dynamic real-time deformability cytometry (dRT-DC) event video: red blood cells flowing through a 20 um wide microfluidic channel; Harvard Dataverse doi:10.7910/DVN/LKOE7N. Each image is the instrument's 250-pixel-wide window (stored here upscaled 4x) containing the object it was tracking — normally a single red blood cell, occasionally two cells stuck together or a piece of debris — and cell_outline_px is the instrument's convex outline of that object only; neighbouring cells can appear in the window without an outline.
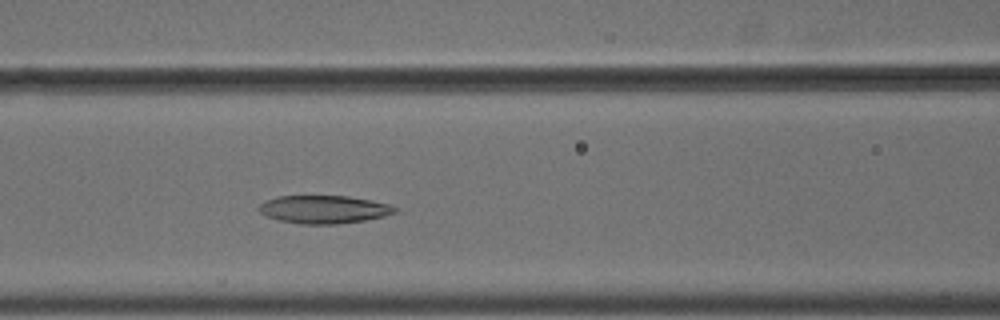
{"species": "common noctule bat (a hibernating species)", "species_latin": "Nyctalus noctula", "temperature_condition": "cold", "stored_images_in_passage": 6, "camera_frame_rate_fps": 3000, "um_per_image_px": 0.085, "animal": {"sex": "male", "body_mass_g": 18.8}, "frame": {"image": 1, "passage_image": 6, "time_ms": 1.667, "image_size_px": [1000, 320], "cell_outline_px": [[400, 208], [396, 212], [384, 216], [364, 220], [336, 224], [300, 224], [280, 220], [268, 216], [260, 212], [256, 208], [264, 200], [276, 196], [348, 196], [388, 204]], "centroid_in_image_um": [27.51, 17.79], "position_along_channel_um": 139.1, "area_um2": 22.14}}